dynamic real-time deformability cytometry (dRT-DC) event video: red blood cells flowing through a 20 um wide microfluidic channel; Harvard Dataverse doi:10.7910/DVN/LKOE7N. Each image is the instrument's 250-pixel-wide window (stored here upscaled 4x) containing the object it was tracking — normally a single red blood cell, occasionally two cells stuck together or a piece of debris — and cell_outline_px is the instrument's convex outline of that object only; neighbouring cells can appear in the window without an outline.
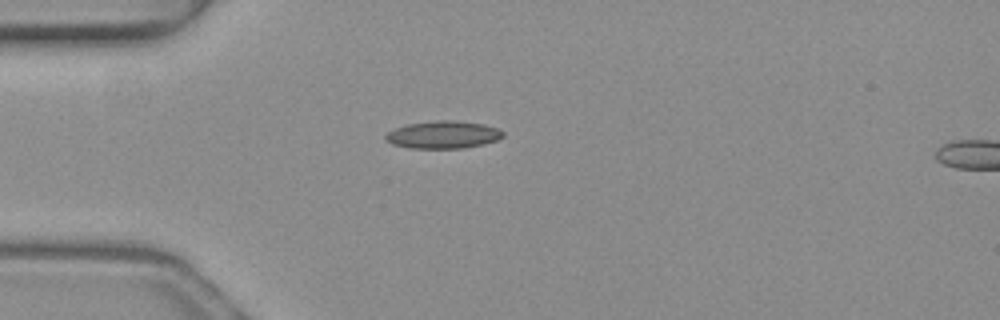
{"species": "common noctule bat (a hibernating species)", "species_latin": "Nyctalus noctula", "temperature_condition": "warm", "stored_images_in_passage": 37, "camera_frame_rate_fps": 3000, "um_per_image_px": 0.085, "animal": {"sex": "female", "body_mass_g": 19.3, "forearm_length_mm": 54.1}, "frame": {"image": 1, "passage_image": 1, "time_ms": 0.0, "image_size_px": [1000, 320], "cell_outline_px": [[504, 136], [496, 140], [484, 144], [464, 148], [408, 148], [392, 144], [384, 140], [384, 136], [388, 132], [396, 128], [408, 124], [436, 120], [452, 120], [484, 124], [496, 128], [504, 132]], "centroid_in_image_um": [37.65, 11.45], "position_along_channel_um": 47.3, "area_um2": 18.84}}
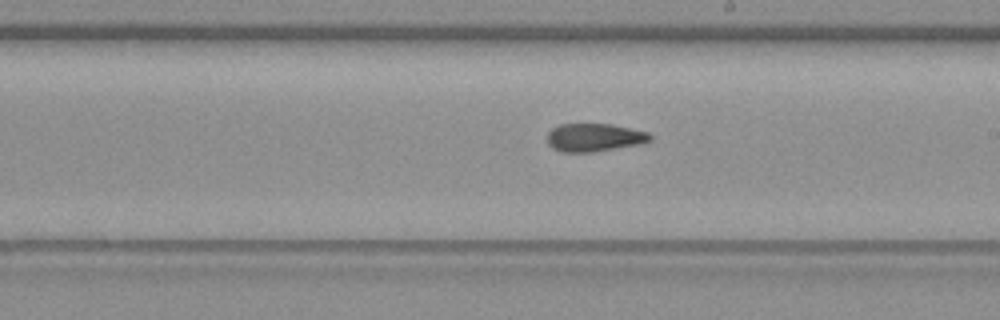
{"frame": {"image": 2, "passage_image": 16, "time_ms": 5.0, "image_size_px": [1000, 320], "cell_outline_px": [[652, 140], [640, 144], [592, 152], [560, 152], [552, 148], [548, 144], [548, 132], [552, 128], [560, 124], [612, 124], [648, 132], [652, 136]], "centroid_in_image_um": [50.51, 11.68], "position_along_channel_um": 238.5, "area_um2": 16.88}}
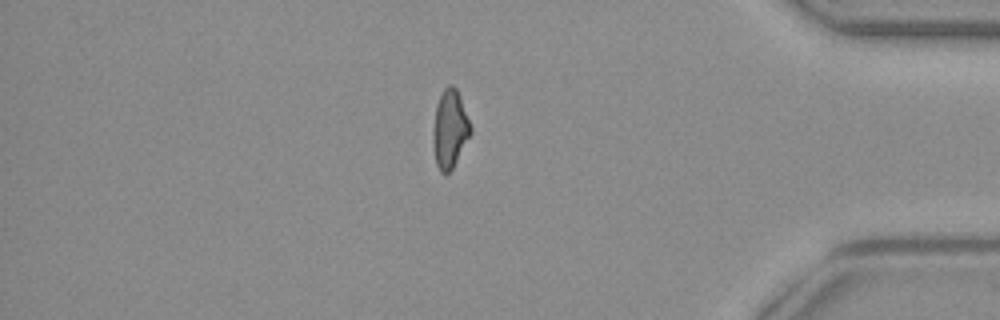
{"frame": {"image": 3, "passage_image": 30, "time_ms": 9.667, "image_size_px": [1000, 320], "cell_outline_px": [[472, 132], [452, 168], [448, 172], [440, 172], [436, 164], [432, 140], [432, 132], [436, 104], [444, 88], [448, 84], [452, 84], [456, 88], [460, 96], [472, 128]], "centroid_in_image_um": [38.22, 10.94], "position_along_channel_um": 397.0, "area_um2": 17.05}, "authors_computed_cell_mechanics": {"area_um2": 17.34, "velocity_mm_per_s": 4.1307, "shape_relaxation_time_tau1_ms": null, "shape_relaxation_time_tau2_ms": 2.8581, "deformation_change_tau1": null, "deformation_change_tau2": 0.1109}}